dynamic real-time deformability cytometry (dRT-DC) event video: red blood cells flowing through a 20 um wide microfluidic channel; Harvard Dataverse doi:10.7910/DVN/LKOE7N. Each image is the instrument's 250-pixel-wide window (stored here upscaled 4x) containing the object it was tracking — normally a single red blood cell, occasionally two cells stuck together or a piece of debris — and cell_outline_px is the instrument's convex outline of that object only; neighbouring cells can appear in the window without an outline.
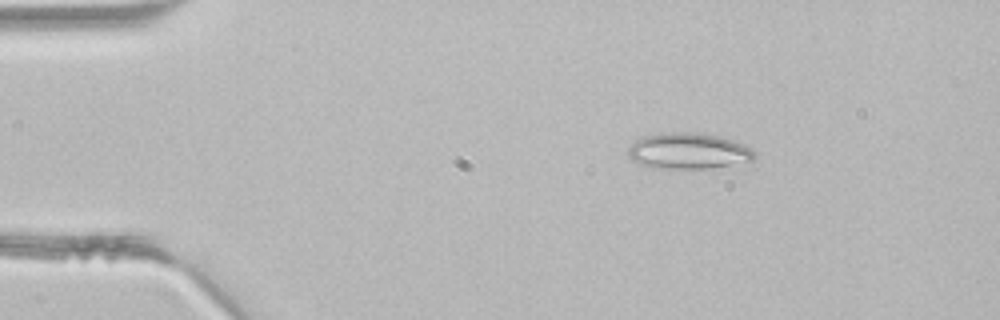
{"species": "common noctule bat (a hibernating species)", "species_latin": "Nyctalus noctula", "temperature_condition": "room temperature", "stored_images_in_passage": 3, "camera_frame_rate_fps": 3000, "um_per_image_px": 0.085, "animal": {"sex": "male", "body_mass_g": 21.5, "forearm_length_mm": 52.0}, "frame": {"image": 1, "passage_image": 1, "time_ms": 0.0, "image_size_px": [1000, 320], "cell_outline_px": [[756, 156], [752, 160], [712, 168], [656, 168], [632, 160], [628, 156], [628, 148], [636, 140], [644, 136], [672, 132], [688, 132], [716, 136], [732, 140], [744, 144], [752, 148], [756, 152]], "centroid_in_image_um": [58.53, 12.83], "position_along_channel_um": 26.5, "area_um2": 26.13}}